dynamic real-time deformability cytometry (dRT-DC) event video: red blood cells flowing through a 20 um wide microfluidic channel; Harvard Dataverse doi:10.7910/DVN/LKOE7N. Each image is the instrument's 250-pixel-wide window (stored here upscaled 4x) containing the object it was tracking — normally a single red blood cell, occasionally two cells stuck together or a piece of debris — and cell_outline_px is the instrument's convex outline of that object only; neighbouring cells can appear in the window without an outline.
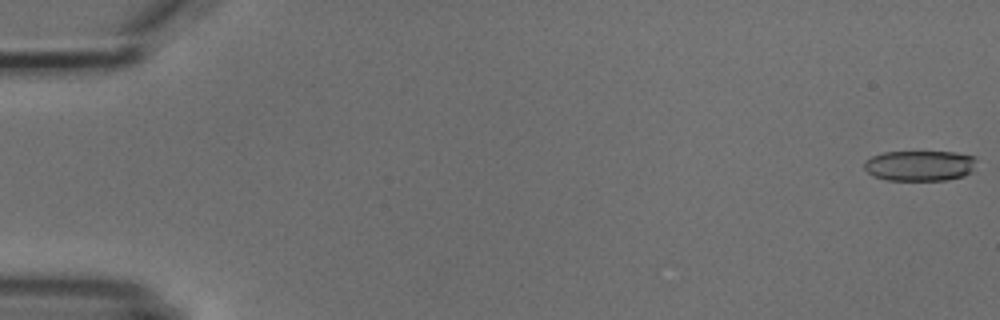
{"species": "common noctule bat (a hibernating species)", "species_latin": "Nyctalus noctula", "temperature_condition": "cold", "stored_images_in_passage": 9, "camera_frame_rate_fps": 3000, "um_per_image_px": 0.085, "animal": {"sex": "male", "body_mass_g": 18.8}, "frame": {"image": 1, "passage_image": 1, "time_ms": 0.0, "image_size_px": [1000, 320], "cell_outline_px": [[976, 160], [972, 172], [964, 176], [948, 180], [888, 180], [872, 176], [864, 168], [864, 164], [872, 156], [884, 152], [956, 152], [976, 156]], "centroid_in_image_um": [78.22, 14.08], "position_along_channel_um": 6.8, "area_um2": 20.06}}
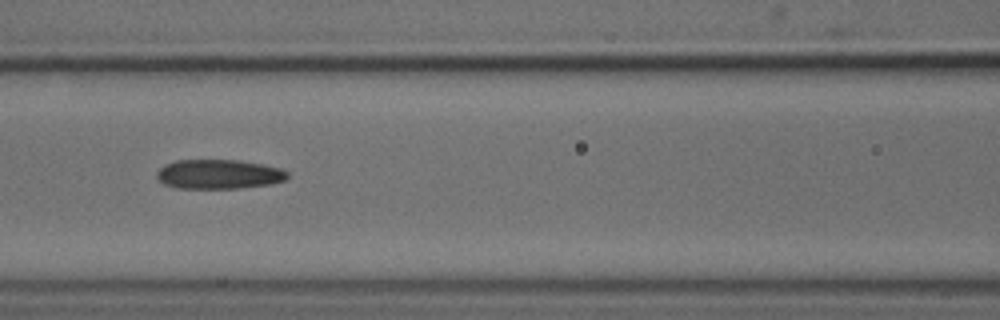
{"frame": {"image": 2, "passage_image": 7, "time_ms": 7.667, "image_size_px": [1000, 320], "cell_outline_px": [[288, 176], [284, 180], [272, 184], [240, 188], [176, 188], [164, 184], [156, 180], [156, 172], [164, 164], [176, 160], [240, 160], [280, 168], [288, 172]], "centroid_in_image_um": [18.55, 14.81], "position_along_channel_um": 148.0, "area_um2": 22.54}}
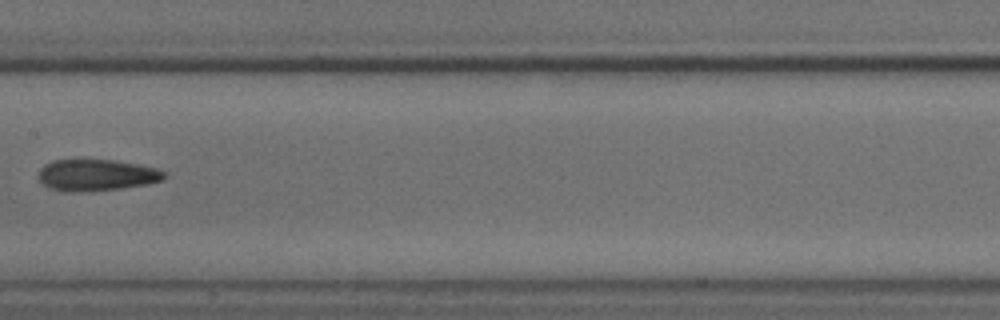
{"frame": {"image": 3, "passage_image": 8, "time_ms": 9.0, "image_size_px": [1000, 320], "cell_outline_px": [[164, 176], [160, 180], [148, 184], [120, 188], [88, 192], [64, 192], [48, 188], [40, 180], [40, 168], [44, 164], [52, 160], [116, 160], [140, 164], [156, 168], [164, 172]], "centroid_in_image_um": [8.17, 14.89], "position_along_channel_um": 199.2, "area_um2": 23.12}}